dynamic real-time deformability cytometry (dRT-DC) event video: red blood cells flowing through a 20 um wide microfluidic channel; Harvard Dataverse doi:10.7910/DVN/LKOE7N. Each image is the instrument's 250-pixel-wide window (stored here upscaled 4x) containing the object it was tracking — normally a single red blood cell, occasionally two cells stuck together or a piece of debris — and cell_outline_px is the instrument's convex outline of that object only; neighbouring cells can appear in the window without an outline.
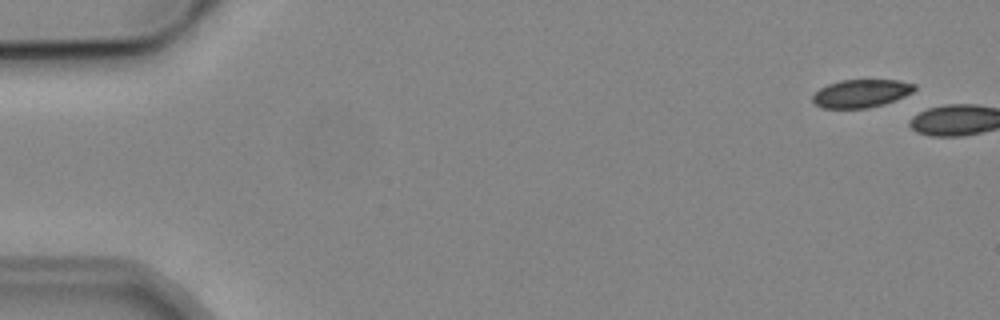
{"species": "common noctule bat (a hibernating species)", "species_latin": "Nyctalus noctula", "temperature_condition": "cold", "stored_images_in_passage": 2, "camera_frame_rate_fps": 3000, "um_per_image_px": 0.085, "animal": {"sex": "male", "body_mass_g": 19.2, "forearm_length_mm": 51.8}, "frame": {"image": 1, "passage_image": 1, "time_ms": 0.0, "image_size_px": [1000, 320], "cell_outline_px": [[916, 88], [912, 92], [904, 96], [884, 104], [868, 108], [820, 108], [812, 100], [812, 96], [820, 88], [828, 84], [840, 80], [900, 80], [916, 84]], "centroid_in_image_um": [73.19, 7.94], "position_along_channel_um": 11.8, "area_um2": 16.65}}